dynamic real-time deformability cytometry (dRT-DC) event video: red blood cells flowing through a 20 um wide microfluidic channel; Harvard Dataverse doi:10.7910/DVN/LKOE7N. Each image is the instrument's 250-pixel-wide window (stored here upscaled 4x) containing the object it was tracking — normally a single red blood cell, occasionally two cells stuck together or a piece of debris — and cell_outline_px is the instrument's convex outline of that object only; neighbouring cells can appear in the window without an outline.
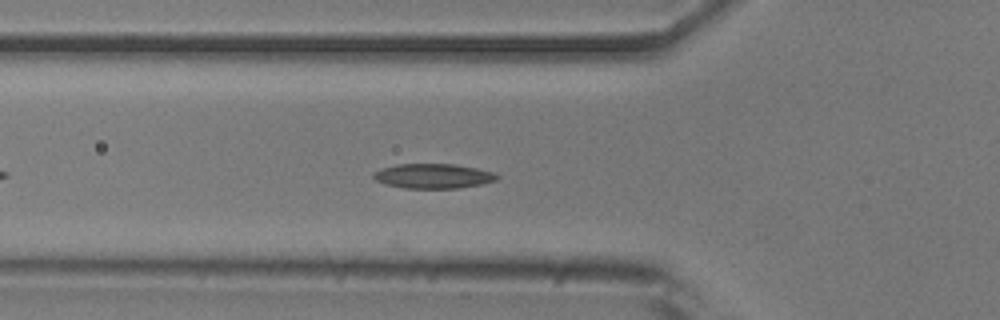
{"species": "common noctule bat (a hibernating species)", "species_latin": "Nyctalus noctula", "temperature_condition": "room temperature", "stored_images_in_passage": 2, "camera_frame_rate_fps": 3000, "um_per_image_px": 0.085, "animal": {"sex": "male", "body_mass_g": 20.5, "forearm_length_mm": 52.5}, "frame": {"image": 1, "passage_image": 2, "time_ms": 0.333, "image_size_px": [1000, 320], "cell_outline_px": [[500, 176], [496, 180], [480, 184], [460, 188], [404, 188], [384, 184], [376, 180], [372, 176], [380, 168], [396, 164], [456, 164], [476, 168], [492, 172]], "centroid_in_image_um": [36.8, 14.96], "position_along_channel_um": 89.0, "area_um2": 17.74}}